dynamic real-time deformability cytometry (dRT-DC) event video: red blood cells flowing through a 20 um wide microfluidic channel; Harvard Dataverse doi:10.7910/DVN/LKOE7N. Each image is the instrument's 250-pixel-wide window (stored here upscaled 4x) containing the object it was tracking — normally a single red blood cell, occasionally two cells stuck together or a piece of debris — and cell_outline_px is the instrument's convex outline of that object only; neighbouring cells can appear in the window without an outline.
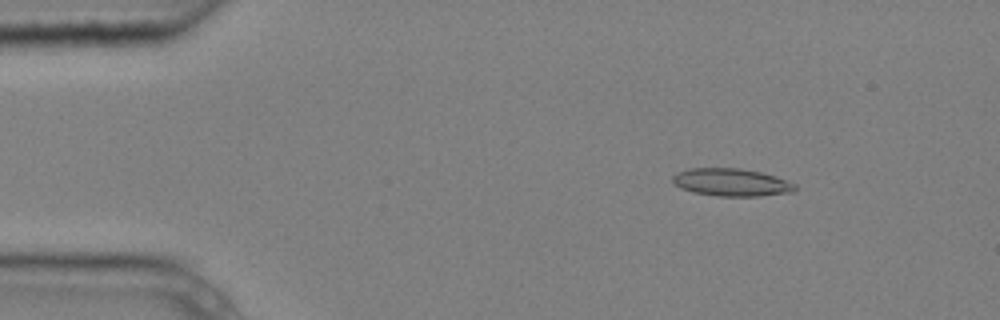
{"species": "common noctule bat (a hibernating species)", "species_latin": "Nyctalus noctula", "temperature_condition": "cold", "stored_images_in_passage": 4, "camera_frame_rate_fps": 3000, "um_per_image_px": 0.085, "animal": {"sex": "male", "body_mass_g": 20.4}, "frame": {"image": 1, "passage_image": 1, "time_ms": 0.0, "image_size_px": [1000, 320], "cell_outline_px": [[796, 188], [792, 192], [760, 196], [716, 196], [692, 192], [680, 188], [672, 180], [672, 176], [676, 172], [688, 168], [740, 168], [760, 172], [776, 176], [796, 184]], "centroid_in_image_um": [62.15, 15.49], "position_along_channel_um": 22.9, "area_um2": 19.83}}
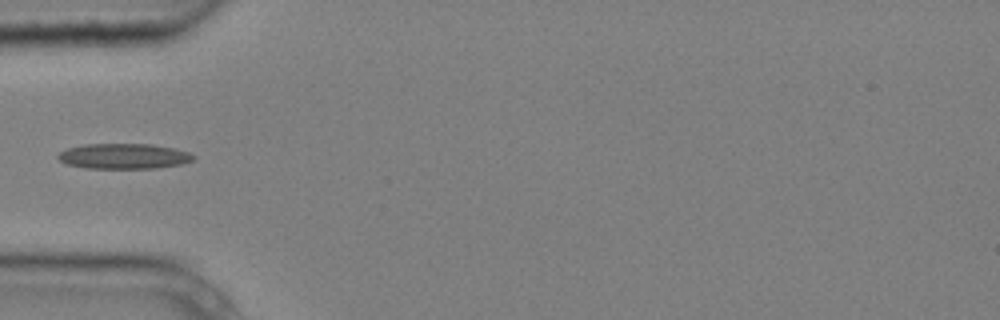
{"frame": {"image": 2, "passage_image": 3, "time_ms": 0.667, "image_size_px": [1000, 320], "cell_outline_px": [[196, 156], [192, 160], [184, 164], [156, 168], [84, 168], [68, 164], [60, 160], [56, 156], [60, 152], [68, 148], [84, 144], [152, 144], [176, 148], [188, 152]], "centroid_in_image_um": [10.56, 13.27], "position_along_channel_um": 74.4, "area_um2": 20.06}}
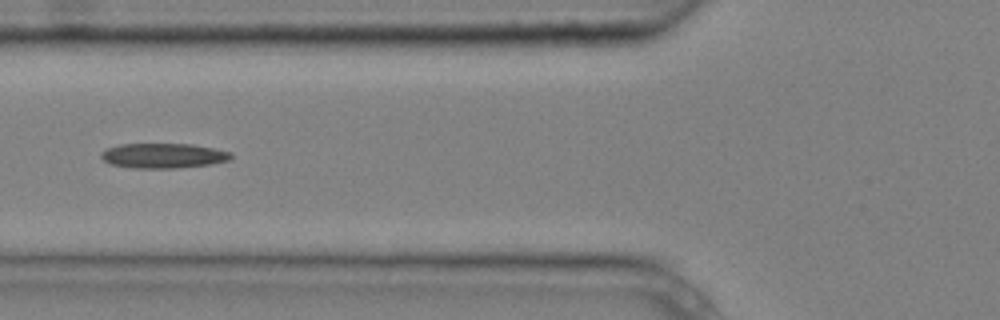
{"frame": {"image": 3, "passage_image": 4, "time_ms": 1.0, "image_size_px": [1000, 320], "cell_outline_px": [[232, 156], [228, 160], [212, 164], [176, 168], [132, 168], [108, 164], [100, 156], [108, 148], [120, 144], [192, 144], [232, 152]], "centroid_in_image_um": [13.88, 13.24], "position_along_channel_um": 111.9, "area_um2": 18.79}}